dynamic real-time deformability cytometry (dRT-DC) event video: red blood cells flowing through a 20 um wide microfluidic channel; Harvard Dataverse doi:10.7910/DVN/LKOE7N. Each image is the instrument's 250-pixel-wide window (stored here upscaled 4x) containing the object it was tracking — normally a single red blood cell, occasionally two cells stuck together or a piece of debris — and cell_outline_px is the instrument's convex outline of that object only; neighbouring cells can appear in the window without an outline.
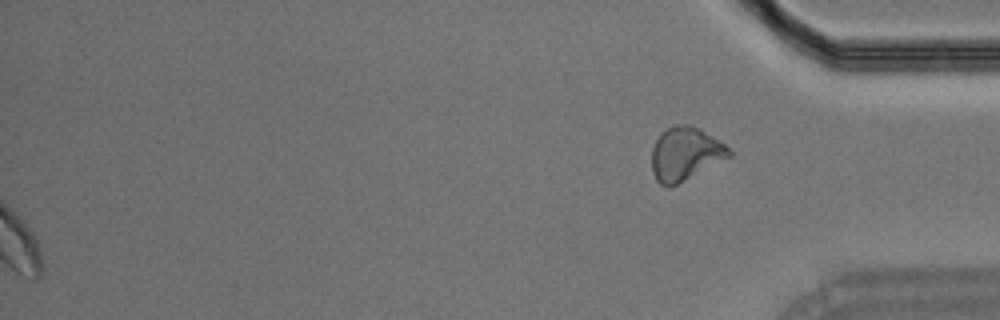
{"species": "Egyptian fruit bat (a non-hibernating species)", "species_latin": "Rousettus aegyptiacus", "temperature_condition": "room temperature", "stored_images_in_passage": 36, "segment_of_instrument_passage": [2, 2], "camera_frame_rate_fps": 3000, "um_per_image_px": 0.085, "animal": {"sex": "male"}, "frame": {"image": 1, "passage_image": 36, "time_ms": 11.667, "image_size_px": [1000, 320], "cell_outline_px": [[732, 156], [668, 188], [660, 184], [656, 180], [652, 172], [652, 148], [660, 132], [672, 124], [688, 124], [700, 128], [724, 144], [732, 152]], "centroid_in_image_um": [58.22, 13.05], "position_along_channel_um": 377.0, "area_um2": 24.04}}